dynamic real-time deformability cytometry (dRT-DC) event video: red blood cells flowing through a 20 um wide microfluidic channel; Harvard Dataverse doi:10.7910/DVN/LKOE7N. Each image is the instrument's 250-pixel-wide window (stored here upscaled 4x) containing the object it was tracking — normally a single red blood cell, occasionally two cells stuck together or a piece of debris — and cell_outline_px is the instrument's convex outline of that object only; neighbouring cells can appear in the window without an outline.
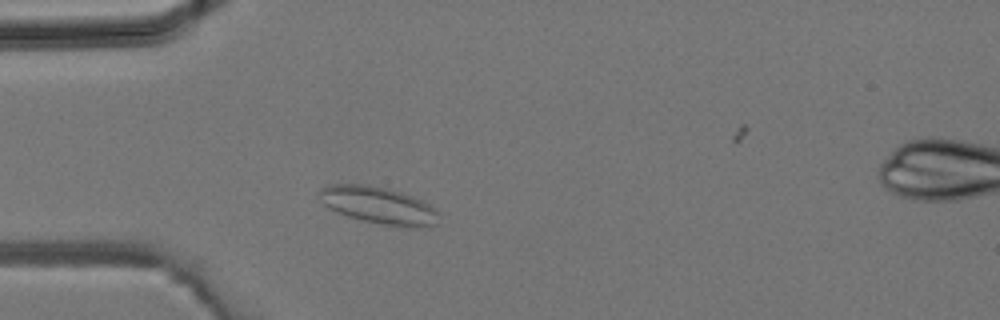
{"species": "common noctule bat (a hibernating species)", "species_latin": "Nyctalus noctula", "temperature_condition": "room temperature", "stored_images_in_passage": 2, "camera_frame_rate_fps": 3000, "um_per_image_px": 0.085, "animal": {"sex": "male", "body_mass_g": 19.2, "forearm_length_mm": 51.8}, "frame": {"image": 1, "passage_image": 1, "time_ms": 0.0, "image_size_px": [1000, 320], "cell_outline_px": [[440, 212], [436, 224], [416, 228], [408, 228], [360, 220], [336, 212], [328, 208], [320, 200], [316, 192], [320, 188], [328, 184], [368, 184], [400, 192], [412, 196], [436, 208]], "centroid_in_image_um": [32.14, 17.45], "position_along_channel_um": 52.9, "area_um2": 26.07}}